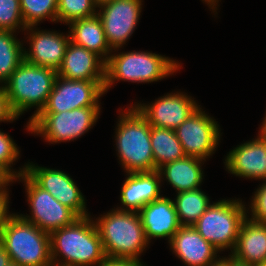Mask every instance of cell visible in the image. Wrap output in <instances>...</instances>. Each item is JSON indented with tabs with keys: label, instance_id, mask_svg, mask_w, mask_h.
<instances>
[{
	"label": "cell",
	"instance_id": "6da1fadb",
	"mask_svg": "<svg viewBox=\"0 0 266 266\" xmlns=\"http://www.w3.org/2000/svg\"><path fill=\"white\" fill-rule=\"evenodd\" d=\"M50 247L53 266H98L106 258L90 216L79 217L73 224L53 231Z\"/></svg>",
	"mask_w": 266,
	"mask_h": 266
},
{
	"label": "cell",
	"instance_id": "7a4b0ae2",
	"mask_svg": "<svg viewBox=\"0 0 266 266\" xmlns=\"http://www.w3.org/2000/svg\"><path fill=\"white\" fill-rule=\"evenodd\" d=\"M106 258L140 261L148 246L138 212L112 209L94 221Z\"/></svg>",
	"mask_w": 266,
	"mask_h": 266
},
{
	"label": "cell",
	"instance_id": "3957f363",
	"mask_svg": "<svg viewBox=\"0 0 266 266\" xmlns=\"http://www.w3.org/2000/svg\"><path fill=\"white\" fill-rule=\"evenodd\" d=\"M120 113L115 145L122 168L126 173L155 171L151 125L134 105Z\"/></svg>",
	"mask_w": 266,
	"mask_h": 266
},
{
	"label": "cell",
	"instance_id": "277c9868",
	"mask_svg": "<svg viewBox=\"0 0 266 266\" xmlns=\"http://www.w3.org/2000/svg\"><path fill=\"white\" fill-rule=\"evenodd\" d=\"M181 64L163 55L146 51L110 54L105 65V93L117 81L157 82L180 69Z\"/></svg>",
	"mask_w": 266,
	"mask_h": 266
},
{
	"label": "cell",
	"instance_id": "5b68a950",
	"mask_svg": "<svg viewBox=\"0 0 266 266\" xmlns=\"http://www.w3.org/2000/svg\"><path fill=\"white\" fill-rule=\"evenodd\" d=\"M57 71L31 64L25 60L3 84L11 109L19 118L24 111L35 106L36 111L29 122L44 108L50 95Z\"/></svg>",
	"mask_w": 266,
	"mask_h": 266
},
{
	"label": "cell",
	"instance_id": "8992f818",
	"mask_svg": "<svg viewBox=\"0 0 266 266\" xmlns=\"http://www.w3.org/2000/svg\"><path fill=\"white\" fill-rule=\"evenodd\" d=\"M0 244L20 266H53L50 234L16 213L4 227Z\"/></svg>",
	"mask_w": 266,
	"mask_h": 266
},
{
	"label": "cell",
	"instance_id": "52a82bcc",
	"mask_svg": "<svg viewBox=\"0 0 266 266\" xmlns=\"http://www.w3.org/2000/svg\"><path fill=\"white\" fill-rule=\"evenodd\" d=\"M247 213L242 200H218L207 208L193 227L218 251L230 249L232 252Z\"/></svg>",
	"mask_w": 266,
	"mask_h": 266
},
{
	"label": "cell",
	"instance_id": "ba28073f",
	"mask_svg": "<svg viewBox=\"0 0 266 266\" xmlns=\"http://www.w3.org/2000/svg\"><path fill=\"white\" fill-rule=\"evenodd\" d=\"M100 107H83L59 113H39L27 123V131L41 135L51 144L73 141L95 125Z\"/></svg>",
	"mask_w": 266,
	"mask_h": 266
},
{
	"label": "cell",
	"instance_id": "9c48e42d",
	"mask_svg": "<svg viewBox=\"0 0 266 266\" xmlns=\"http://www.w3.org/2000/svg\"><path fill=\"white\" fill-rule=\"evenodd\" d=\"M17 178L24 182L31 210V216L19 214L23 219L51 234L73 224L79 218L72 209L61 204L48 191L41 188L26 172Z\"/></svg>",
	"mask_w": 266,
	"mask_h": 266
},
{
	"label": "cell",
	"instance_id": "30bf717a",
	"mask_svg": "<svg viewBox=\"0 0 266 266\" xmlns=\"http://www.w3.org/2000/svg\"><path fill=\"white\" fill-rule=\"evenodd\" d=\"M105 80H68L56 76L48 100L40 113H59L83 107H100Z\"/></svg>",
	"mask_w": 266,
	"mask_h": 266
},
{
	"label": "cell",
	"instance_id": "8fae6325",
	"mask_svg": "<svg viewBox=\"0 0 266 266\" xmlns=\"http://www.w3.org/2000/svg\"><path fill=\"white\" fill-rule=\"evenodd\" d=\"M199 107L175 129L185 156L206 161L214 154L220 141L219 124Z\"/></svg>",
	"mask_w": 266,
	"mask_h": 266
},
{
	"label": "cell",
	"instance_id": "7c38bea8",
	"mask_svg": "<svg viewBox=\"0 0 266 266\" xmlns=\"http://www.w3.org/2000/svg\"><path fill=\"white\" fill-rule=\"evenodd\" d=\"M142 0H114L97 9L109 46L116 52L133 34L140 19Z\"/></svg>",
	"mask_w": 266,
	"mask_h": 266
},
{
	"label": "cell",
	"instance_id": "4fadbf2b",
	"mask_svg": "<svg viewBox=\"0 0 266 266\" xmlns=\"http://www.w3.org/2000/svg\"><path fill=\"white\" fill-rule=\"evenodd\" d=\"M26 173L61 204L72 209L79 217L89 216L85 198L69 174L61 170L26 164Z\"/></svg>",
	"mask_w": 266,
	"mask_h": 266
},
{
	"label": "cell",
	"instance_id": "5bb4252c",
	"mask_svg": "<svg viewBox=\"0 0 266 266\" xmlns=\"http://www.w3.org/2000/svg\"><path fill=\"white\" fill-rule=\"evenodd\" d=\"M153 127L175 130L200 105L185 92L168 93L156 99L152 104H133Z\"/></svg>",
	"mask_w": 266,
	"mask_h": 266
},
{
	"label": "cell",
	"instance_id": "9a60e30c",
	"mask_svg": "<svg viewBox=\"0 0 266 266\" xmlns=\"http://www.w3.org/2000/svg\"><path fill=\"white\" fill-rule=\"evenodd\" d=\"M26 30L29 31L27 35L30 49L26 51L24 48V60L57 71L71 41L70 33L66 36L56 31L37 30L35 26H27Z\"/></svg>",
	"mask_w": 266,
	"mask_h": 266
},
{
	"label": "cell",
	"instance_id": "2e32d148",
	"mask_svg": "<svg viewBox=\"0 0 266 266\" xmlns=\"http://www.w3.org/2000/svg\"><path fill=\"white\" fill-rule=\"evenodd\" d=\"M229 173L248 179H266V137L258 134L252 141L238 145L224 162Z\"/></svg>",
	"mask_w": 266,
	"mask_h": 266
},
{
	"label": "cell",
	"instance_id": "e0dca14e",
	"mask_svg": "<svg viewBox=\"0 0 266 266\" xmlns=\"http://www.w3.org/2000/svg\"><path fill=\"white\" fill-rule=\"evenodd\" d=\"M170 249L186 266H210L219 252L193 226H181L169 242Z\"/></svg>",
	"mask_w": 266,
	"mask_h": 266
},
{
	"label": "cell",
	"instance_id": "ac0fdd59",
	"mask_svg": "<svg viewBox=\"0 0 266 266\" xmlns=\"http://www.w3.org/2000/svg\"><path fill=\"white\" fill-rule=\"evenodd\" d=\"M161 176L158 170L127 173L120 193L121 211L139 212L142 207L161 197Z\"/></svg>",
	"mask_w": 266,
	"mask_h": 266
},
{
	"label": "cell",
	"instance_id": "d6986e66",
	"mask_svg": "<svg viewBox=\"0 0 266 266\" xmlns=\"http://www.w3.org/2000/svg\"><path fill=\"white\" fill-rule=\"evenodd\" d=\"M148 242L153 238H167L168 242L181 227L173 200L161 196L147 203L138 212Z\"/></svg>",
	"mask_w": 266,
	"mask_h": 266
},
{
	"label": "cell",
	"instance_id": "ffe728a7",
	"mask_svg": "<svg viewBox=\"0 0 266 266\" xmlns=\"http://www.w3.org/2000/svg\"><path fill=\"white\" fill-rule=\"evenodd\" d=\"M105 65L95 52L70 41L57 76L68 80H105Z\"/></svg>",
	"mask_w": 266,
	"mask_h": 266
},
{
	"label": "cell",
	"instance_id": "44dd1931",
	"mask_svg": "<svg viewBox=\"0 0 266 266\" xmlns=\"http://www.w3.org/2000/svg\"><path fill=\"white\" fill-rule=\"evenodd\" d=\"M231 253L236 260L250 265L266 264V224L251 221L246 215Z\"/></svg>",
	"mask_w": 266,
	"mask_h": 266
},
{
	"label": "cell",
	"instance_id": "7402d4cb",
	"mask_svg": "<svg viewBox=\"0 0 266 266\" xmlns=\"http://www.w3.org/2000/svg\"><path fill=\"white\" fill-rule=\"evenodd\" d=\"M68 25L70 38L74 44L95 52L105 62L109 59L113 49L107 42L102 21L97 14L72 21Z\"/></svg>",
	"mask_w": 266,
	"mask_h": 266
},
{
	"label": "cell",
	"instance_id": "603a6c76",
	"mask_svg": "<svg viewBox=\"0 0 266 266\" xmlns=\"http://www.w3.org/2000/svg\"><path fill=\"white\" fill-rule=\"evenodd\" d=\"M202 159L185 156L182 159L167 163L158 169L161 181L165 178L177 193L195 190L203 182ZM164 177V178H163Z\"/></svg>",
	"mask_w": 266,
	"mask_h": 266
},
{
	"label": "cell",
	"instance_id": "cb8c5ba5",
	"mask_svg": "<svg viewBox=\"0 0 266 266\" xmlns=\"http://www.w3.org/2000/svg\"><path fill=\"white\" fill-rule=\"evenodd\" d=\"M150 142L156 170L185 157L175 130L151 126Z\"/></svg>",
	"mask_w": 266,
	"mask_h": 266
},
{
	"label": "cell",
	"instance_id": "d4e9b609",
	"mask_svg": "<svg viewBox=\"0 0 266 266\" xmlns=\"http://www.w3.org/2000/svg\"><path fill=\"white\" fill-rule=\"evenodd\" d=\"M173 202L181 226H193L211 205L209 197L200 188L178 192Z\"/></svg>",
	"mask_w": 266,
	"mask_h": 266
},
{
	"label": "cell",
	"instance_id": "484cf974",
	"mask_svg": "<svg viewBox=\"0 0 266 266\" xmlns=\"http://www.w3.org/2000/svg\"><path fill=\"white\" fill-rule=\"evenodd\" d=\"M15 33L11 30H0V83L2 85L24 60L23 43L15 37Z\"/></svg>",
	"mask_w": 266,
	"mask_h": 266
},
{
	"label": "cell",
	"instance_id": "4316f807",
	"mask_svg": "<svg viewBox=\"0 0 266 266\" xmlns=\"http://www.w3.org/2000/svg\"><path fill=\"white\" fill-rule=\"evenodd\" d=\"M20 8L26 26H37L47 18L57 22L58 0H20Z\"/></svg>",
	"mask_w": 266,
	"mask_h": 266
},
{
	"label": "cell",
	"instance_id": "83f0119b",
	"mask_svg": "<svg viewBox=\"0 0 266 266\" xmlns=\"http://www.w3.org/2000/svg\"><path fill=\"white\" fill-rule=\"evenodd\" d=\"M94 0H58L57 22L70 24L72 21L97 14Z\"/></svg>",
	"mask_w": 266,
	"mask_h": 266
},
{
	"label": "cell",
	"instance_id": "f1b7e54d",
	"mask_svg": "<svg viewBox=\"0 0 266 266\" xmlns=\"http://www.w3.org/2000/svg\"><path fill=\"white\" fill-rule=\"evenodd\" d=\"M19 155L20 150L14 140L0 130V168L15 182L17 177L26 172V164L19 171L11 170V165L19 159Z\"/></svg>",
	"mask_w": 266,
	"mask_h": 266
},
{
	"label": "cell",
	"instance_id": "f546056e",
	"mask_svg": "<svg viewBox=\"0 0 266 266\" xmlns=\"http://www.w3.org/2000/svg\"><path fill=\"white\" fill-rule=\"evenodd\" d=\"M26 25L22 18L20 0H0V30L25 31Z\"/></svg>",
	"mask_w": 266,
	"mask_h": 266
},
{
	"label": "cell",
	"instance_id": "4dcf8cb0",
	"mask_svg": "<svg viewBox=\"0 0 266 266\" xmlns=\"http://www.w3.org/2000/svg\"><path fill=\"white\" fill-rule=\"evenodd\" d=\"M254 193L249 205L251 209H248L252 216L248 219L266 224V179L263 180V184Z\"/></svg>",
	"mask_w": 266,
	"mask_h": 266
},
{
	"label": "cell",
	"instance_id": "1f68e13d",
	"mask_svg": "<svg viewBox=\"0 0 266 266\" xmlns=\"http://www.w3.org/2000/svg\"><path fill=\"white\" fill-rule=\"evenodd\" d=\"M13 182L14 181L11 179L2 189H0V238L4 227L7 225V222L14 215V213L10 214L8 211L10 201L8 193L9 191H7L8 185H10Z\"/></svg>",
	"mask_w": 266,
	"mask_h": 266
},
{
	"label": "cell",
	"instance_id": "d6a6232c",
	"mask_svg": "<svg viewBox=\"0 0 266 266\" xmlns=\"http://www.w3.org/2000/svg\"><path fill=\"white\" fill-rule=\"evenodd\" d=\"M18 117L10 107L5 87H0V122H13Z\"/></svg>",
	"mask_w": 266,
	"mask_h": 266
},
{
	"label": "cell",
	"instance_id": "836d02e7",
	"mask_svg": "<svg viewBox=\"0 0 266 266\" xmlns=\"http://www.w3.org/2000/svg\"><path fill=\"white\" fill-rule=\"evenodd\" d=\"M98 266H146L142 262L131 259L105 258Z\"/></svg>",
	"mask_w": 266,
	"mask_h": 266
},
{
	"label": "cell",
	"instance_id": "e575fe53",
	"mask_svg": "<svg viewBox=\"0 0 266 266\" xmlns=\"http://www.w3.org/2000/svg\"><path fill=\"white\" fill-rule=\"evenodd\" d=\"M10 257L5 248L0 244V266H6L10 262Z\"/></svg>",
	"mask_w": 266,
	"mask_h": 266
},
{
	"label": "cell",
	"instance_id": "d590c367",
	"mask_svg": "<svg viewBox=\"0 0 266 266\" xmlns=\"http://www.w3.org/2000/svg\"><path fill=\"white\" fill-rule=\"evenodd\" d=\"M11 178L0 168V189H2Z\"/></svg>",
	"mask_w": 266,
	"mask_h": 266
},
{
	"label": "cell",
	"instance_id": "8d00e7d4",
	"mask_svg": "<svg viewBox=\"0 0 266 266\" xmlns=\"http://www.w3.org/2000/svg\"><path fill=\"white\" fill-rule=\"evenodd\" d=\"M228 266H252L250 264L241 262L233 258L232 256L229 255L228 257Z\"/></svg>",
	"mask_w": 266,
	"mask_h": 266
},
{
	"label": "cell",
	"instance_id": "74e56055",
	"mask_svg": "<svg viewBox=\"0 0 266 266\" xmlns=\"http://www.w3.org/2000/svg\"><path fill=\"white\" fill-rule=\"evenodd\" d=\"M203 1L207 3V5L209 6V8L212 9V11L215 12L217 10L216 6L218 5L219 0H203Z\"/></svg>",
	"mask_w": 266,
	"mask_h": 266
},
{
	"label": "cell",
	"instance_id": "f35d334b",
	"mask_svg": "<svg viewBox=\"0 0 266 266\" xmlns=\"http://www.w3.org/2000/svg\"><path fill=\"white\" fill-rule=\"evenodd\" d=\"M210 266H228V257H222V259L220 258L216 263Z\"/></svg>",
	"mask_w": 266,
	"mask_h": 266
},
{
	"label": "cell",
	"instance_id": "ab89813d",
	"mask_svg": "<svg viewBox=\"0 0 266 266\" xmlns=\"http://www.w3.org/2000/svg\"><path fill=\"white\" fill-rule=\"evenodd\" d=\"M258 133L260 136L266 137V115L263 119L262 125L260 126V131Z\"/></svg>",
	"mask_w": 266,
	"mask_h": 266
},
{
	"label": "cell",
	"instance_id": "60d3db41",
	"mask_svg": "<svg viewBox=\"0 0 266 266\" xmlns=\"http://www.w3.org/2000/svg\"><path fill=\"white\" fill-rule=\"evenodd\" d=\"M114 0H94V3L96 5L97 8H100L106 4H109L111 2H113Z\"/></svg>",
	"mask_w": 266,
	"mask_h": 266
},
{
	"label": "cell",
	"instance_id": "b9f144b4",
	"mask_svg": "<svg viewBox=\"0 0 266 266\" xmlns=\"http://www.w3.org/2000/svg\"><path fill=\"white\" fill-rule=\"evenodd\" d=\"M6 266H20L19 264L10 261Z\"/></svg>",
	"mask_w": 266,
	"mask_h": 266
},
{
	"label": "cell",
	"instance_id": "7bdbcfd3",
	"mask_svg": "<svg viewBox=\"0 0 266 266\" xmlns=\"http://www.w3.org/2000/svg\"><path fill=\"white\" fill-rule=\"evenodd\" d=\"M252 266H266V264H258V265H252Z\"/></svg>",
	"mask_w": 266,
	"mask_h": 266
}]
</instances>
